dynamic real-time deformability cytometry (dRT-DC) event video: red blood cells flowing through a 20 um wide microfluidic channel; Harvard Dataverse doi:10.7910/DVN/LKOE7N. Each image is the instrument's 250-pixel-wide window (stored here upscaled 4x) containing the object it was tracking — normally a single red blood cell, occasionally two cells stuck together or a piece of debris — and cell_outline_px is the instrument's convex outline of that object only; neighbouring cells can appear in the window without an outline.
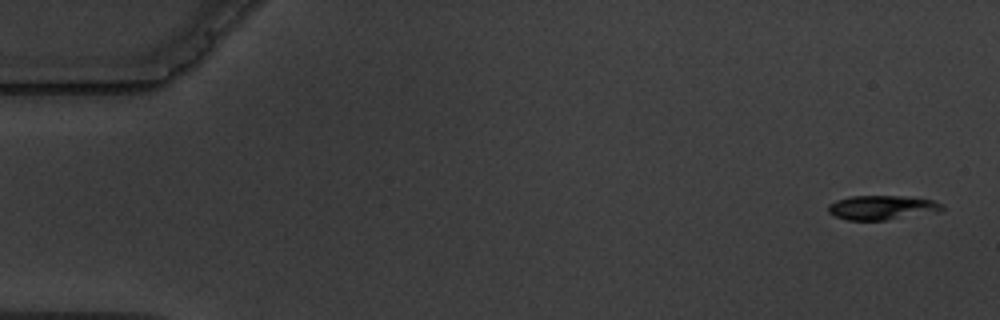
{"species": "common noctule bat (a hibernating species)", "species_latin": "Nyctalus noctula", "temperature_condition": "warm", "stored_images_in_passage": 3, "segment_of_instrument_passage": [2, 2], "camera_frame_rate_fps": 3000, "um_per_image_px": 0.085, "animal": {"sex": "male", "body_mass_g": 19.5, "forearm_length_mm": 54.6}, "frame": {"image": 1, "passage_image": 3, "time_ms": 2.333, "image_size_px": [1000, 320], "cell_outline_px": [[944, 208], [940, 212], [888, 220], [848, 220], [836, 216], [828, 212], [828, 204], [836, 200], [848, 196], [904, 196], [932, 200], [944, 204]], "centroid_in_image_um": [75.0, 17.64], "position_along_channel_um": 10.0, "area_um2": 16.36}}